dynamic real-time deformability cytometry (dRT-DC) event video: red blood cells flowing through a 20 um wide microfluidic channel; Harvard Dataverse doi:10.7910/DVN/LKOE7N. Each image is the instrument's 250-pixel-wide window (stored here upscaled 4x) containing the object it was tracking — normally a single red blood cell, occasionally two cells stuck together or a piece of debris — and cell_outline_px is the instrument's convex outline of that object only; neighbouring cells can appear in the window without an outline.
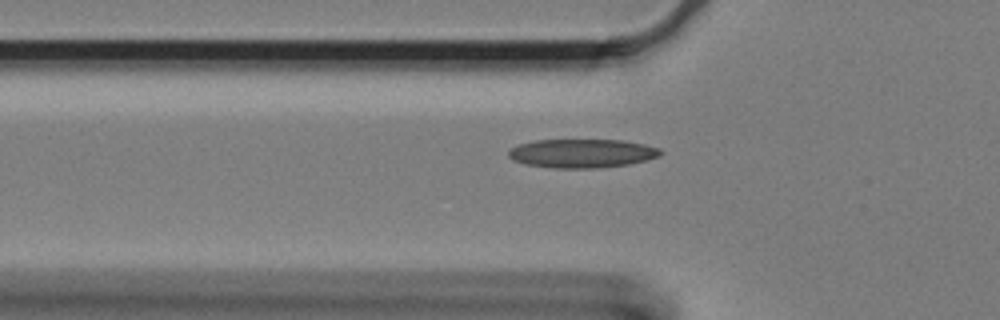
{"species": "Egyptian fruit bat (a non-hibernating species)", "species_latin": "Rousettus aegyptiacus", "temperature_condition": "cold", "stored_images_in_passage": 42, "camera_frame_rate_fps": 3000, "um_per_image_px": 0.085, "animal": {"sex": "female"}, "frame": {"image": 1, "passage_image": 3, "time_ms": 0.667, "image_size_px": [1000, 320], "cell_outline_px": [[664, 152], [660, 156], [648, 160], [628, 164], [596, 168], [552, 168], [524, 164], [512, 160], [508, 156], [508, 148], [516, 144], [536, 140], [624, 140], [644, 144], [660, 148]], "centroid_in_image_um": [49.45, 13.03], "position_along_channel_um": 76.4, "area_um2": 25.84}}
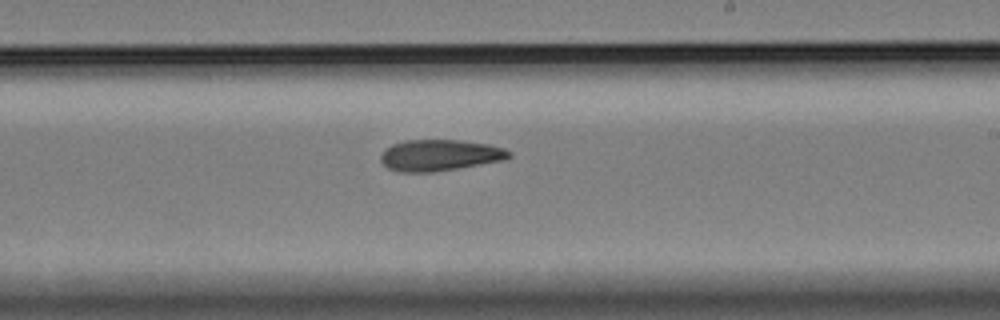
{"frame": {"image": 2, "passage_image": 19, "time_ms": 6.0, "image_size_px": [1000, 320], "cell_outline_px": [[512, 156], [504, 160], [432, 172], [400, 172], [388, 168], [380, 160], [380, 156], [384, 148], [392, 144], [404, 140], [460, 140], [488, 144], [504, 148], [512, 152]], "centroid_in_image_um": [37.36, 13.18], "position_along_channel_um": 251.6, "area_um2": 23.41}}
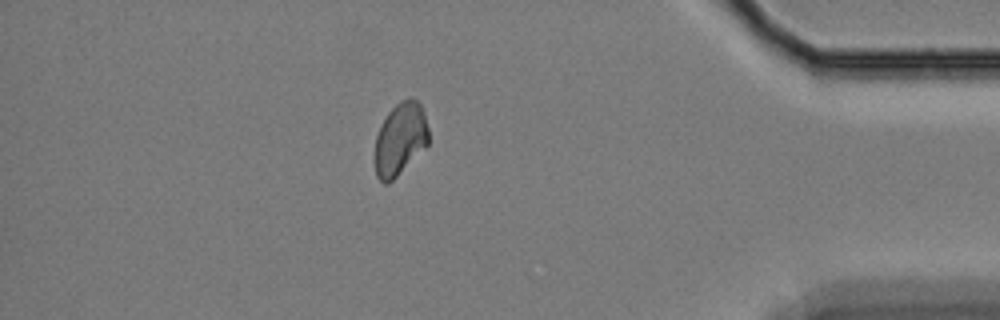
{"frame": {"image": 3, "passage_image": 36, "time_ms": 11.667, "image_size_px": [1000, 320], "cell_outline_px": [[428, 144], [388, 184], [384, 184], [376, 176], [376, 136], [388, 112], [400, 100], [412, 96], [420, 104], [424, 112], [428, 128]], "centroid_in_image_um": [34.03, 11.78], "position_along_channel_um": 401.2, "area_um2": 22.31}}